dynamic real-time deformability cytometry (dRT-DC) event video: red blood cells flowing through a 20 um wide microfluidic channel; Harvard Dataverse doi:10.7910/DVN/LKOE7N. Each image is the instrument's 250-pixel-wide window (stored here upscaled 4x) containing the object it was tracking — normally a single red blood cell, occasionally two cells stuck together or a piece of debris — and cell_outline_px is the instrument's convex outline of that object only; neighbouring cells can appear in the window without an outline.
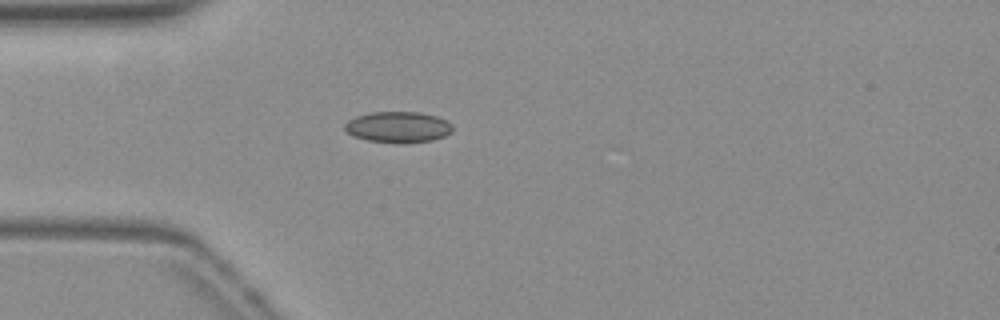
{"species": "common noctule bat (a hibernating species)", "species_latin": "Nyctalus noctula", "temperature_condition": "warm", "stored_images_in_passage": 19, "camera_frame_rate_fps": 3000, "um_per_image_px": 0.085, "animal": {"sex": "female", "body_mass_g": 19.3, "forearm_length_mm": 54.1}, "frame": {"image": 1, "passage_image": 3, "time_ms": 0.667, "image_size_px": [1000, 320], "cell_outline_px": [[452, 132], [444, 136], [432, 140], [404, 144], [396, 144], [368, 140], [356, 136], [348, 132], [344, 128], [344, 124], [348, 120], [356, 116], [372, 112], [420, 112], [436, 116], [452, 124]], "centroid_in_image_um": [33.84, 10.81], "position_along_channel_um": 51.2, "area_um2": 19.54}}
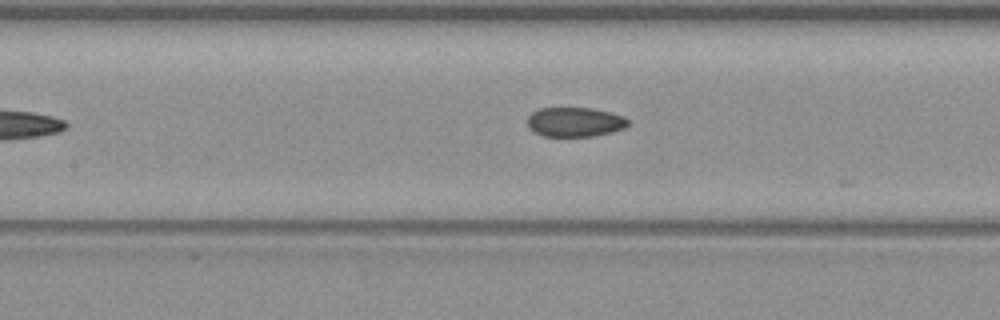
{"frame": {"image": 2, "passage_image": 12, "time_ms": 3.667, "image_size_px": [1000, 320], "cell_outline_px": [[628, 124], [624, 128], [612, 132], [592, 136], [544, 136], [536, 132], [528, 124], [528, 116], [532, 112], [540, 108], [592, 108], [612, 112], [624, 116], [628, 120]], "centroid_in_image_um": [48.9, 10.36], "position_along_channel_um": 158.5, "area_um2": 17.17}}
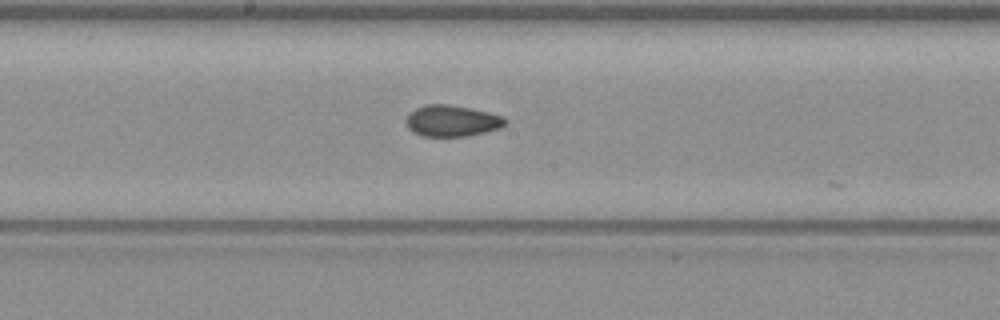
{"frame": {"image": 3, "passage_image": 16, "time_ms": 5.0, "image_size_px": [1000, 320], "cell_outline_px": [[508, 120], [500, 128], [468, 136], [420, 136], [412, 132], [408, 128], [404, 120], [408, 112], [424, 104], [448, 104], [488, 112], [500, 116]], "centroid_in_image_um": [38.33, 10.27], "position_along_channel_um": 209.9, "area_um2": 18.15}}